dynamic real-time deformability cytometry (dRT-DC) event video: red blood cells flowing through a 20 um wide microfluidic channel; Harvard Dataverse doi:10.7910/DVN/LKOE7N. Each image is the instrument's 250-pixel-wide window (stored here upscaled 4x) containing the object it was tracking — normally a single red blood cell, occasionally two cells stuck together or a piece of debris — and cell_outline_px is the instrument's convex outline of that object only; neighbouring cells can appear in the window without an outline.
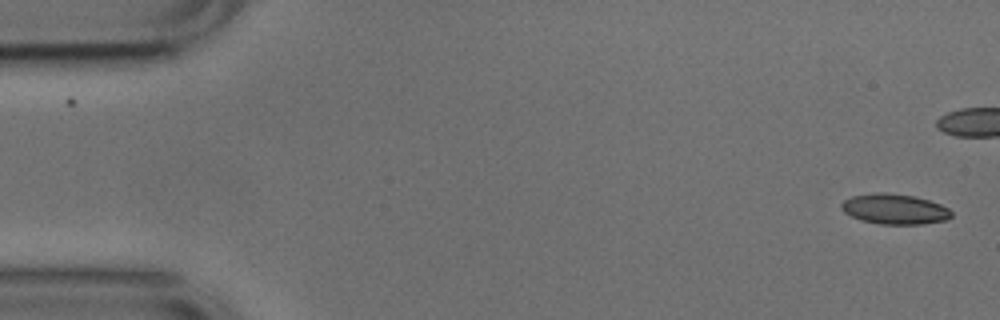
{"species": "common noctule bat (a hibernating species)", "species_latin": "Nyctalus noctula", "temperature_condition": "cold", "stored_images_in_passage": 41, "camera_frame_rate_fps": 3000, "um_per_image_px": 0.085, "animal": {"sex": "male", "body_mass_g": 17.9, "forearm_length_mm": 54.2}, "frame": {"image": 1, "passage_image": 1, "time_ms": 0.0, "image_size_px": [1000, 320], "cell_outline_px": [[952, 216], [948, 220], [924, 224], [880, 224], [860, 220], [844, 212], [840, 208], [840, 204], [844, 200], [852, 196], [876, 192], [884, 192], [912, 196], [928, 200], [940, 204], [948, 208], [952, 212]], "centroid_in_image_um": [76.04, 17.78], "position_along_channel_um": 9.0, "area_um2": 19.48}}